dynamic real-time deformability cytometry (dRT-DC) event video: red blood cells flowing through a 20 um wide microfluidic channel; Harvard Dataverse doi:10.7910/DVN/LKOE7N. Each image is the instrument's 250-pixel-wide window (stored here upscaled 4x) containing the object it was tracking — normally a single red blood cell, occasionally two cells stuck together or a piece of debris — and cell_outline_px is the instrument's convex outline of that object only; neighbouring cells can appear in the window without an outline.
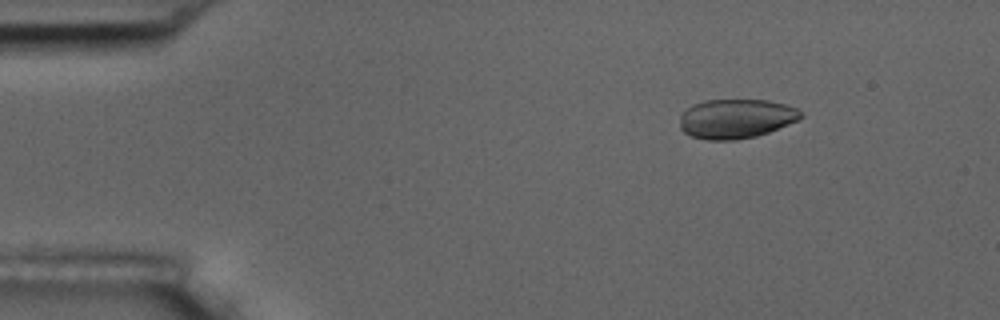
{"species": "common noctule bat (a hibernating species)", "species_latin": "Nyctalus noctula", "temperature_condition": "room temperature", "stored_images_in_passage": 51, "camera_frame_rate_fps": 3000, "um_per_image_px": 0.085, "animal": {"sex": "male", "body_mass_g": 17.5, "forearm_length_mm": 52.3}, "frame": {"image": 1, "passage_image": 3, "time_ms": 0.667, "image_size_px": [1000, 320], "cell_outline_px": [[804, 116], [800, 120], [768, 132], [756, 136], [736, 140], [708, 140], [692, 136], [684, 132], [680, 128], [680, 112], [692, 104], [704, 100], [768, 100], [784, 104], [796, 108], [804, 112]], "centroid_in_image_um": [62.56, 10.08], "position_along_channel_um": 22.4, "area_um2": 28.09}}
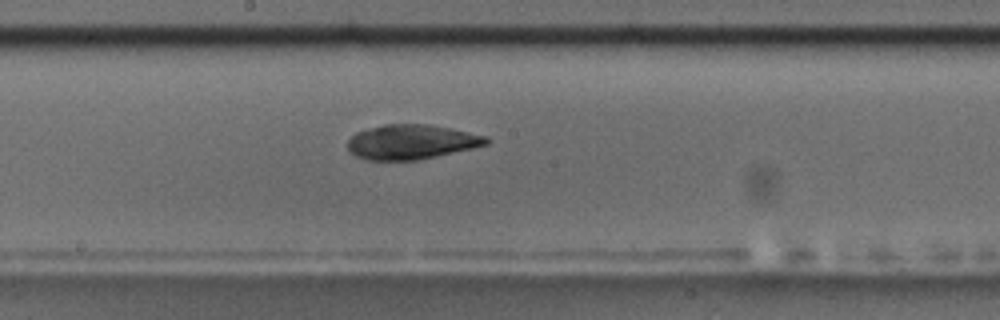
{"frame": {"image": 2, "passage_image": 25, "time_ms": 8.0, "image_size_px": [1000, 320], "cell_outline_px": [[492, 140], [488, 144], [472, 148], [436, 156], [416, 160], [364, 160], [356, 156], [348, 148], [348, 140], [356, 132], [384, 124], [428, 124], [488, 136]], "centroid_in_image_um": [34.98, 12.06], "position_along_channel_um": 213.2, "area_um2": 27.86}}
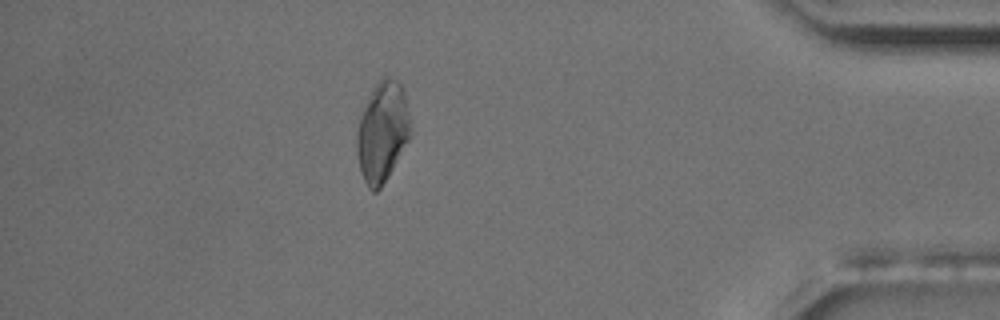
{"frame": {"image": 3, "passage_image": 44, "time_ms": 14.333, "image_size_px": [1000, 320], "cell_outline_px": [[412, 136], [388, 176], [380, 188], [376, 192], [372, 192], [368, 188], [360, 172], [356, 152], [356, 132], [360, 116], [368, 96], [372, 88], [384, 76], [388, 76], [396, 80], [400, 84], [404, 92], [412, 132]], "centroid_in_image_um": [32.49, 11.22], "position_along_channel_um": 402.7, "area_um2": 31.62}, "authors_computed_cell_mechanics": {"area_um2": 28.7844, "velocity_mm_per_s": 3.6634, "shape_relaxation_time_tau1_ms": null, "shape_relaxation_time_tau2_ms": 2.6163, "deformation_change_tau1": null, "deformation_change_tau2": 0.066}}